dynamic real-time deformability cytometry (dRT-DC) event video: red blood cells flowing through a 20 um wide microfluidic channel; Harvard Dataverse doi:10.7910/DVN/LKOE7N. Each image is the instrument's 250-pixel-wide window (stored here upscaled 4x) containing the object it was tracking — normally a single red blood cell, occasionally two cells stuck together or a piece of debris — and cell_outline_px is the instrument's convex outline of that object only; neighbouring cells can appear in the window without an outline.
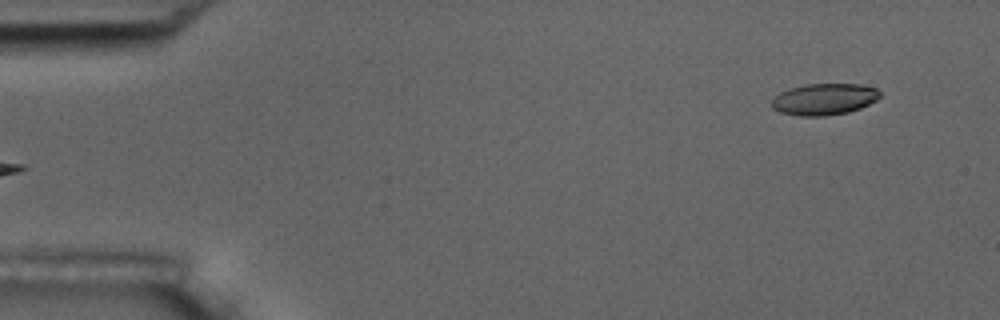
{"species": "common noctule bat (a hibernating species)", "species_latin": "Nyctalus noctula", "temperature_condition": "room temperature", "stored_images_in_passage": 6, "segment_of_instrument_passage": [2, 2], "camera_frame_rate_fps": 3000, "um_per_image_px": 0.085, "animal": {"sex": "male", "body_mass_g": 17.5, "forearm_length_mm": 52.3}, "frame": {"image": 1, "passage_image": 6, "time_ms": 1.667, "image_size_px": [1000, 320], "cell_outline_px": [[880, 96], [876, 100], [860, 108], [848, 112], [824, 116], [800, 116], [780, 112], [772, 108], [772, 100], [780, 92], [788, 88], [804, 84], [860, 84], [876, 88], [880, 92]], "centroid_in_image_um": [70.04, 8.43], "position_along_channel_um": 15.0, "area_um2": 19.88}}